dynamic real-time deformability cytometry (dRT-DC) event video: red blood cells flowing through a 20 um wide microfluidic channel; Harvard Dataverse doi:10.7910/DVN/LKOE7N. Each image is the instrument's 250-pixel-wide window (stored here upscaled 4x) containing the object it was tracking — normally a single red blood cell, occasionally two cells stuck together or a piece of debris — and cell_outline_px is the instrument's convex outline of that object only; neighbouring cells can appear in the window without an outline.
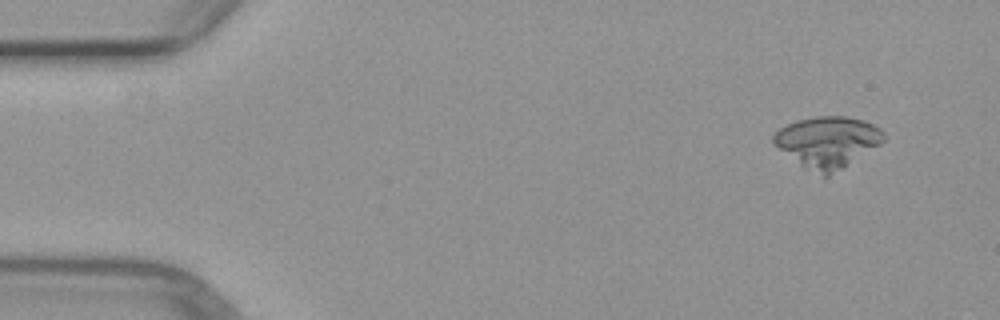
{"species": "common noctule bat (a hibernating species)", "species_latin": "Nyctalus noctula", "temperature_condition": "warm", "stored_images_in_passage": 5, "camera_frame_rate_fps": 3000, "um_per_image_px": 0.085, "animal": {"sex": "female", "body_mass_g": 29.2, "forearm_length_mm": 56.3}, "frame": {"image": 1, "passage_image": 1, "time_ms": 0.0, "image_size_px": [1000, 320], "cell_outline_px": [[884, 140], [880, 144], [824, 180], [804, 168], [772, 144], [772, 136], [780, 128], [796, 120], [816, 116], [844, 116], [864, 120], [880, 128], [884, 132]], "centroid_in_image_um": [70.31, 12.1], "position_along_channel_um": 14.7, "area_um2": 33.23}}
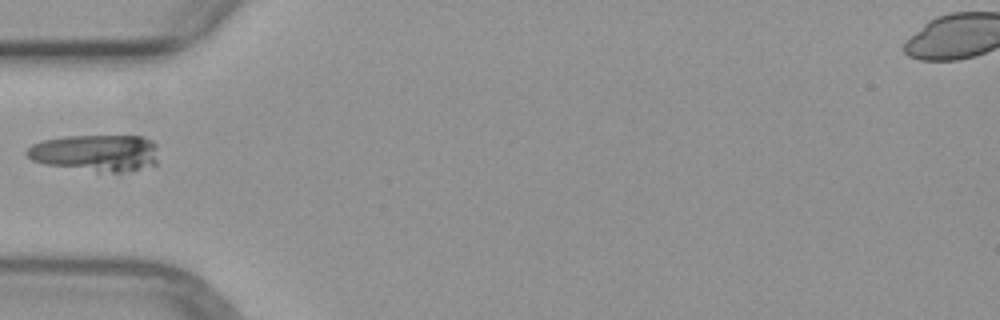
{"frame": {"image": 2, "passage_image": 4, "time_ms": 4.333, "image_size_px": [1000, 320], "cell_outline_px": [[156, 164], [140, 168], [120, 172], [96, 172], [44, 164], [32, 160], [24, 152], [32, 144], [44, 140], [68, 136], [144, 136], [152, 140], [156, 144]], "centroid_in_image_um": [8.13, 12.99], "position_along_channel_um": 76.9, "area_um2": 28.21}}
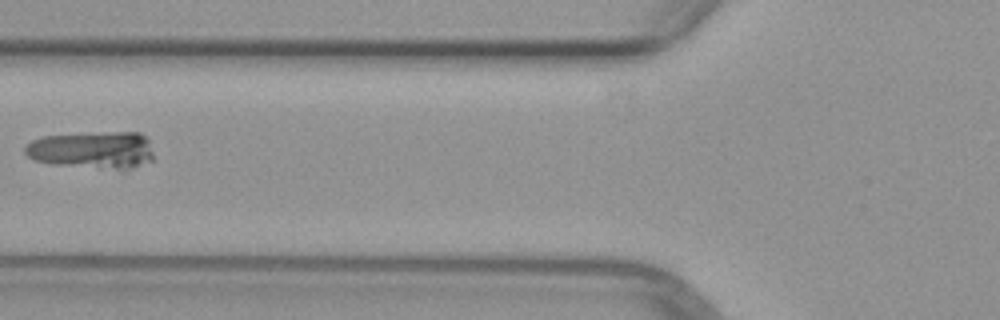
{"frame": {"image": 3, "passage_image": 5, "time_ms": 5.333, "image_size_px": [1000, 320], "cell_outline_px": [[152, 160], [128, 168], [100, 168], [52, 164], [36, 160], [28, 156], [24, 152], [24, 148], [32, 140], [44, 136], [112, 132], [140, 132], [148, 140], [152, 152]], "centroid_in_image_um": [7.84, 12.74], "position_along_channel_um": 118.0, "area_um2": 27.4}}